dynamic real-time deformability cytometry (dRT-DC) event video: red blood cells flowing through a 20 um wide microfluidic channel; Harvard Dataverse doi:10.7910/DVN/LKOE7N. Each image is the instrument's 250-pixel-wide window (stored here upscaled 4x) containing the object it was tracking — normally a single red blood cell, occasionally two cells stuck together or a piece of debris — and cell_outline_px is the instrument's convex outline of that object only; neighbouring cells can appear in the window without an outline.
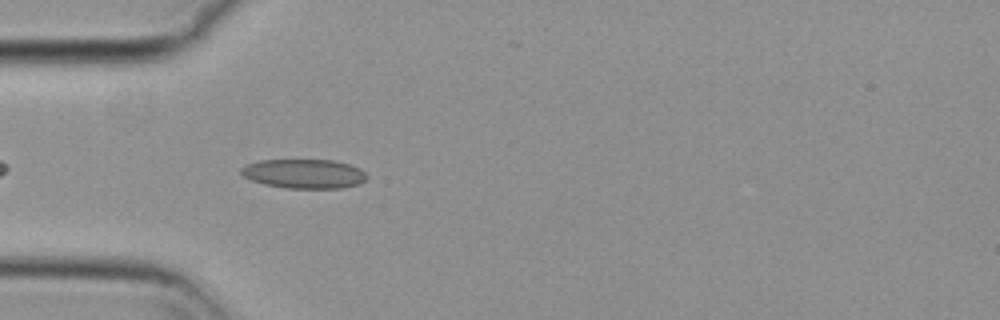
{"species": "common noctule bat (a hibernating species)", "species_latin": "Nyctalus noctula", "temperature_condition": "cold", "stored_images_in_passage": 27, "camera_frame_rate_fps": 3000, "um_per_image_px": 0.085, "animal": {"sex": "female", "body_mass_g": 29.2, "forearm_length_mm": 56.3}, "frame": {"image": 1, "passage_image": 4, "time_ms": 1.0, "image_size_px": [1000, 320], "cell_outline_px": [[368, 176], [360, 184], [344, 188], [288, 188], [264, 184], [252, 180], [244, 176], [240, 172], [240, 168], [248, 164], [260, 160], [332, 160], [348, 164], [360, 168]], "centroid_in_image_um": [25.86, 14.77], "position_along_channel_um": 59.1, "area_um2": 21.39}}
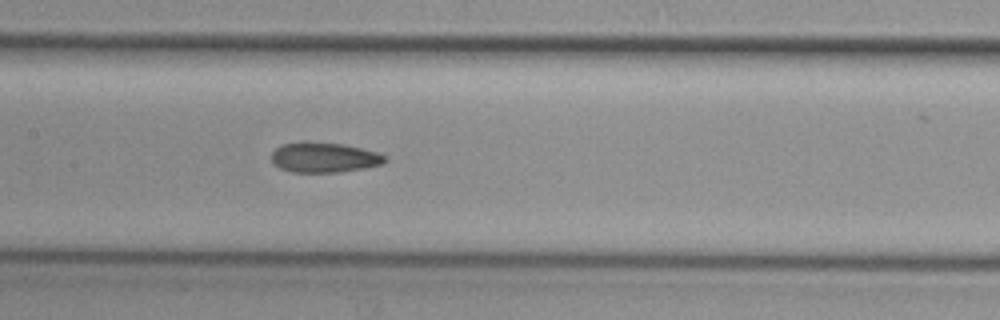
{"frame": {"image": 2, "passage_image": 14, "time_ms": 4.333, "image_size_px": [1000, 320], "cell_outline_px": [[388, 160], [384, 164], [364, 168], [340, 172], [292, 172], [280, 168], [272, 160], [272, 152], [280, 144], [344, 144], [376, 152], [388, 156]], "centroid_in_image_um": [27.63, 13.42], "position_along_channel_um": 179.8, "area_um2": 19.31}}
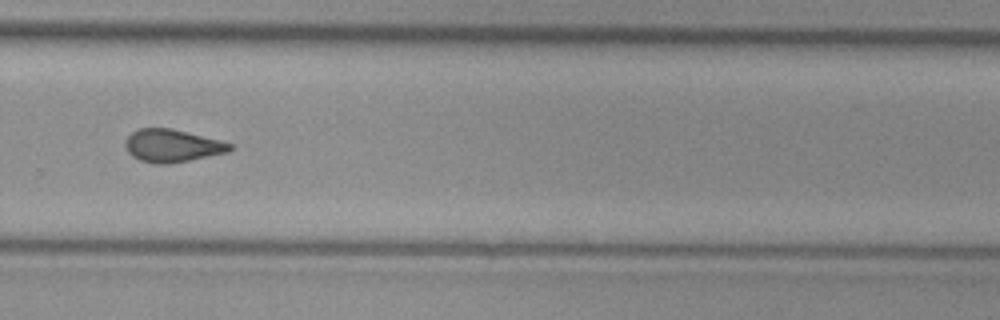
{"frame": {"image": 3, "passage_image": 25, "time_ms": 8.0, "image_size_px": [1000, 320], "cell_outline_px": [[232, 148], [228, 152], [188, 160], [164, 164], [156, 164], [140, 160], [132, 156], [128, 152], [124, 144], [124, 140], [132, 132], [140, 128], [172, 128], [232, 144]], "centroid_in_image_um": [14.58, 12.38], "position_along_channel_um": 315.2, "area_um2": 19.65}}